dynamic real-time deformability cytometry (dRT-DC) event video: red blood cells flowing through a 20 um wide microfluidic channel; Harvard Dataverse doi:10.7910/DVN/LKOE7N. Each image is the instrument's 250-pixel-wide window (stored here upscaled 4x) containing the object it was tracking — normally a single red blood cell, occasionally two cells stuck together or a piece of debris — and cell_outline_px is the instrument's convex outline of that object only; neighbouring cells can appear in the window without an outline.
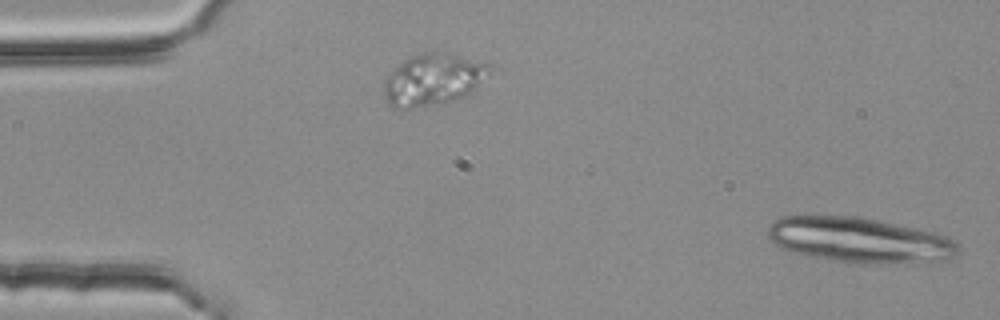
{"species": "common noctule bat (a hibernating species)", "species_latin": "Nyctalus noctula", "temperature_condition": "room temperature", "stored_images_in_passage": 3, "camera_frame_rate_fps": 3000, "um_per_image_px": 0.085, "animal": {"sex": "female", "body_mass_g": 25.1}, "frame": {"image": 1, "passage_image": 1, "time_ms": 0.0, "image_size_px": [1000, 320], "cell_outline_px": [[960, 252], [956, 256], [948, 260], [928, 264], [864, 264], [816, 256], [796, 252], [780, 248], [768, 236], [768, 228], [780, 216], [856, 216], [936, 232], [960, 244]], "centroid_in_image_um": [73.2, 20.43], "position_along_channel_um": 11.8, "area_um2": 50.34}}